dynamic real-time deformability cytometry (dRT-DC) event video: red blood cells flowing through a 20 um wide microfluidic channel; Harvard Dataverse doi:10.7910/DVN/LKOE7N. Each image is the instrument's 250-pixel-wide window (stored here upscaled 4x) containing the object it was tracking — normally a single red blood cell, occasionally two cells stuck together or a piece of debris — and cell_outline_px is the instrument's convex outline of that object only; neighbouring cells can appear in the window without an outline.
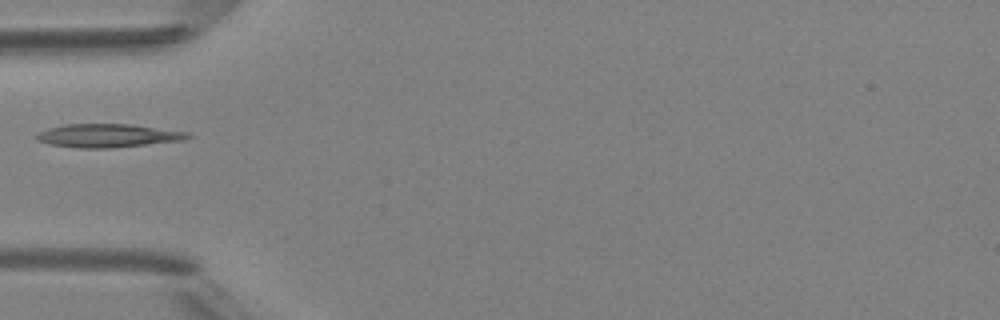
{"species": "Egyptian fruit bat (a non-hibernating species)", "species_latin": "Rousettus aegyptiacus", "temperature_condition": "room temperature", "stored_images_in_passage": 1, "camera_frame_rate_fps": 3000, "um_per_image_px": 0.085, "animal": {"sex": "female"}, "frame": {"image": 1, "passage_image": 1, "time_ms": 0.0, "image_size_px": [1000, 320], "cell_outline_px": [[192, 136], [184, 140], [112, 148], [80, 148], [48, 144], [36, 140], [36, 136], [40, 132], [48, 128], [64, 124], [128, 124], [188, 132]], "centroid_in_image_um": [9.15, 11.53], "position_along_channel_um": 75.9, "area_um2": 20.52}}